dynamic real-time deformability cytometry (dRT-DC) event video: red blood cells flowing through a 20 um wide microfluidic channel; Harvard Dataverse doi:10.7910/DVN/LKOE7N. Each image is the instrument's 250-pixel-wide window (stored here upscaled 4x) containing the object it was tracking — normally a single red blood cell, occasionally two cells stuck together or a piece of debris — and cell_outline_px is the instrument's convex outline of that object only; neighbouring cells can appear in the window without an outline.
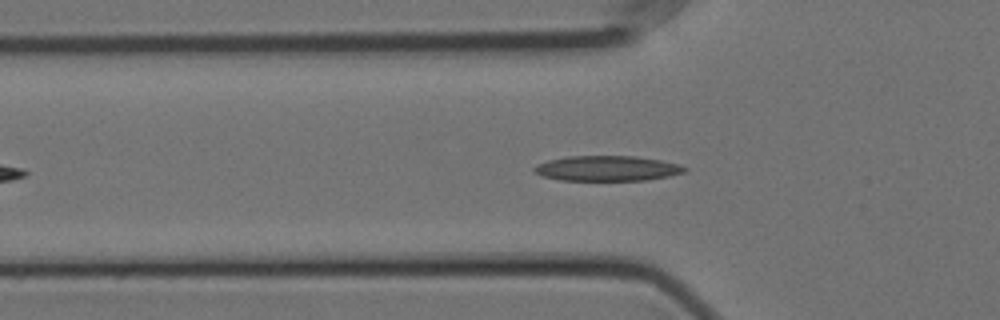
{"species": "Egyptian fruit bat (a non-hibernating species)", "species_latin": "Rousettus aegyptiacus", "temperature_condition": "cold", "stored_images_in_passage": 50, "camera_frame_rate_fps": 3000, "um_per_image_px": 0.085, "animal": {"sex": "female"}, "frame": {"image": 1, "passage_image": 11, "time_ms": 3.333, "image_size_px": [1000, 320], "cell_outline_px": [[688, 172], [648, 180], [560, 180], [540, 176], [532, 168], [536, 164], [548, 160], [568, 156], [636, 156], [660, 160], [680, 164], [688, 168]], "centroid_in_image_um": [51.63, 14.31], "position_along_channel_um": 74.2, "area_um2": 22.25}}
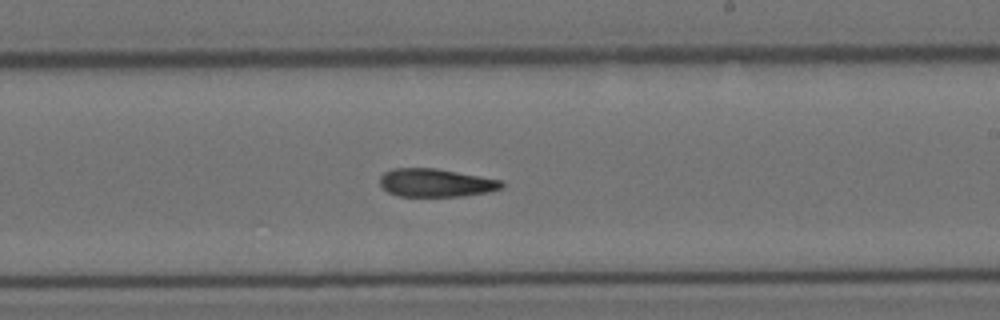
{"frame": {"image": 2, "passage_image": 26, "time_ms": 8.333, "image_size_px": [1000, 320], "cell_outline_px": [[504, 188], [488, 192], [464, 196], [400, 196], [388, 192], [380, 184], [380, 176], [384, 172], [392, 168], [436, 168], [504, 180]], "centroid_in_image_um": [37.09, 15.53], "position_along_channel_um": 251.9, "area_um2": 20.17}}
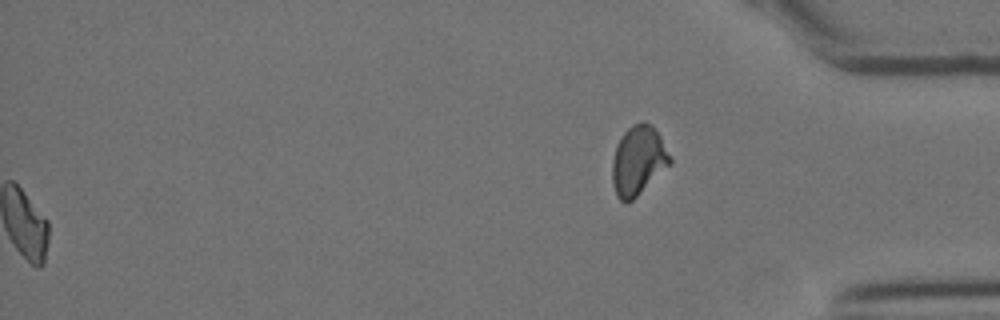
{"frame": {"image": 3, "passage_image": 50, "time_ms": 16.333, "image_size_px": [1000, 320], "cell_outline_px": [[672, 164], [628, 204], [620, 200], [616, 196], [612, 184], [612, 160], [616, 144], [624, 132], [632, 124], [644, 120], [652, 124], [660, 136], [672, 156]], "centroid_in_image_um": [54.26, 13.64], "position_along_channel_um": 380.9, "area_um2": 23.81}, "authors_computed_cell_mechanics": {"area_um2": 20.808, "velocity_mm_per_s": 3.5521, "shape_relaxation_time_tau1_ms": null, "shape_relaxation_time_tau2_ms": 8.8078, "deformation_change_tau1": null, "deformation_change_tau2": 0.176}}